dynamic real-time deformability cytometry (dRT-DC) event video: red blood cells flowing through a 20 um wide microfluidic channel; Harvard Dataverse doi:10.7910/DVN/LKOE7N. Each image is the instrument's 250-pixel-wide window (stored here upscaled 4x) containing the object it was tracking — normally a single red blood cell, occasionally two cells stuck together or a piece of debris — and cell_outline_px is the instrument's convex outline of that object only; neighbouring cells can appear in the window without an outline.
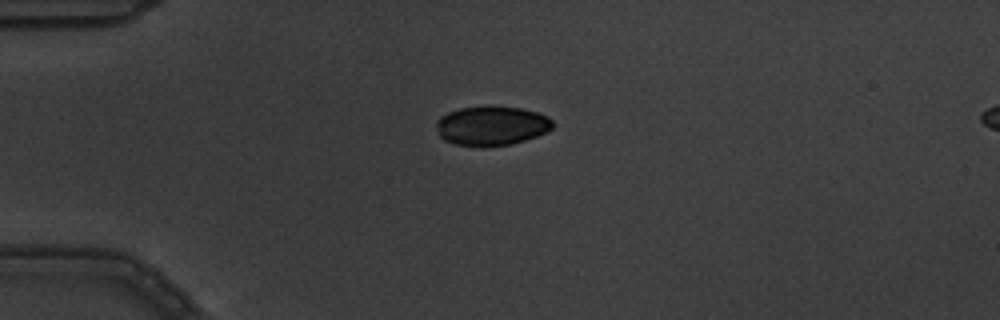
{"species": "common noctule bat (a hibernating species)", "species_latin": "Nyctalus noctula", "temperature_condition": "warm", "stored_images_in_passage": 3, "segment_of_instrument_passage": [1, 2], "camera_frame_rate_fps": 3000, "um_per_image_px": 0.085, "animal": {"sex": "male", "body_mass_g": 19.5, "forearm_length_mm": 54.6}, "frame": {"image": 1, "passage_image": 1, "time_ms": 0.0, "image_size_px": [1000, 320], "cell_outline_px": [[556, 124], [548, 132], [512, 144], [456, 144], [444, 140], [440, 136], [436, 128], [436, 120], [440, 116], [448, 112], [460, 108], [488, 104], [492, 104], [520, 108], [540, 112], [548, 116]], "centroid_in_image_um": [41.82, 10.62], "position_along_channel_um": 43.2, "area_um2": 26.82}}